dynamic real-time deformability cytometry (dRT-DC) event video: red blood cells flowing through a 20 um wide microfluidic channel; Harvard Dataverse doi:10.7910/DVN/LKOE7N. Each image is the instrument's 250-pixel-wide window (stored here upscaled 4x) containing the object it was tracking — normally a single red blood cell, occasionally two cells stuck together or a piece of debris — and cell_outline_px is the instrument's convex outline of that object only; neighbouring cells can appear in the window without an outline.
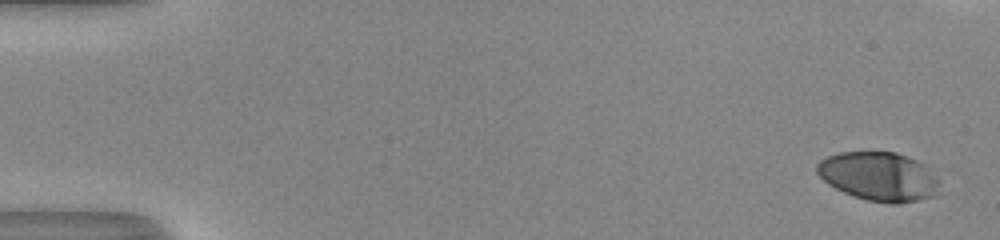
{"species": "human", "species_latin": "Homo sapiens", "temperature_condition": "room temperature", "stored_images_in_passage": 42, "camera_frame_rate_fps": 3000, "um_per_image_px": 0.085, "donor": {"sex": "male"}, "frame": {"image": 1, "passage_image": 1, "time_ms": 0.0, "image_size_px": [1000, 240], "cell_outline_px": [[936, 184], [932, 196], [916, 200], [896, 204], [888, 204], [868, 200], [852, 196], [828, 184], [816, 172], [816, 164], [820, 160], [828, 156], [840, 152], [896, 152], [908, 156], [924, 164], [936, 180]], "centroid_in_image_um": [74.62, 14.99], "position_along_channel_um": 10.4, "area_um2": 34.39}}
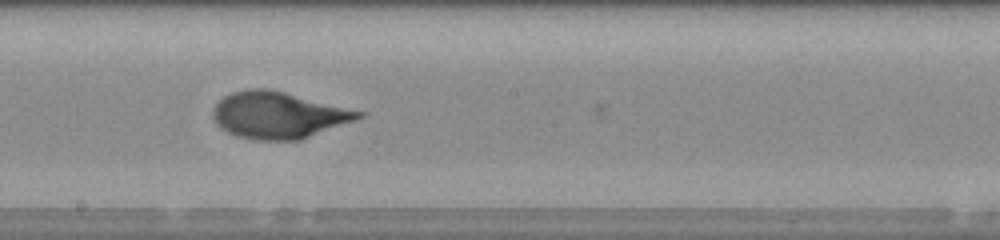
{"frame": {"image": 2, "passage_image": 29, "time_ms": 9.333, "image_size_px": [1000, 240], "cell_outline_px": [[368, 112], [364, 116], [356, 120], [300, 140], [252, 140], [236, 136], [220, 128], [216, 124], [212, 116], [212, 112], [216, 104], [224, 96], [232, 92], [248, 88], [268, 88]], "centroid_in_image_um": [23.68, 9.78], "position_along_channel_um": 224.5, "area_um2": 39.88}}
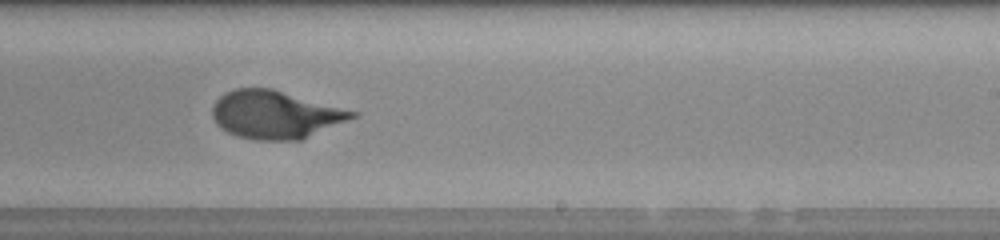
{"frame": {"image": 3, "passage_image": 32, "time_ms": 10.333, "image_size_px": [1000, 240], "cell_outline_px": [[360, 116], [300, 140], [256, 140], [236, 136], [220, 128], [216, 124], [212, 116], [212, 108], [216, 100], [224, 92], [236, 88], [272, 88], [360, 112]], "centroid_in_image_um": [23.43, 9.74], "position_along_channel_um": 265.6, "area_um2": 39.48}}